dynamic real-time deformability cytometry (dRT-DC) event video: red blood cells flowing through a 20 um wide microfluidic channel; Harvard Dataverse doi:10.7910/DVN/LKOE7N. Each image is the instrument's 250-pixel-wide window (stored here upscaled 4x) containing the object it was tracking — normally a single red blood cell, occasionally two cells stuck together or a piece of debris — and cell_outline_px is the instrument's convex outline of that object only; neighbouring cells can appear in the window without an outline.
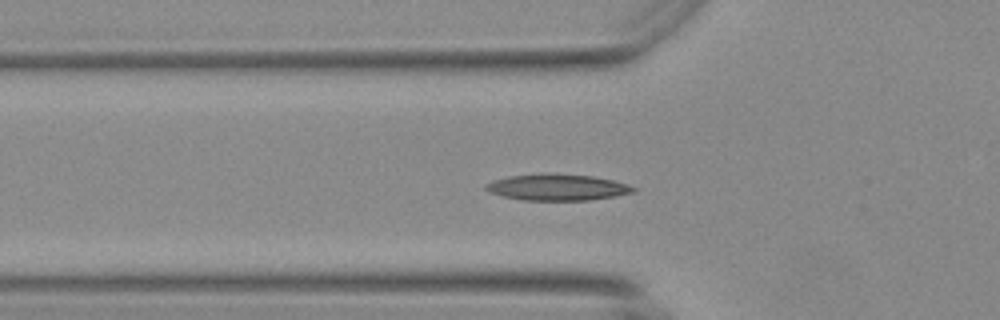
{"species": "Egyptian fruit bat (a non-hibernating species)", "species_latin": "Rousettus aegyptiacus", "temperature_condition": "warm", "stored_images_in_passage": 51, "camera_frame_rate_fps": 3000, "um_per_image_px": 0.085, "animal": {"sex": "female"}, "frame": {"image": 1, "passage_image": 14, "time_ms": 4.333, "image_size_px": [1000, 320], "cell_outline_px": [[636, 192], [616, 196], [588, 200], [520, 200], [488, 192], [484, 188], [484, 184], [492, 180], [508, 176], [540, 172], [552, 172], [592, 176], [612, 180], [628, 184], [636, 188]], "centroid_in_image_um": [47.33, 15.9], "position_along_channel_um": 78.5, "area_um2": 23.12}}
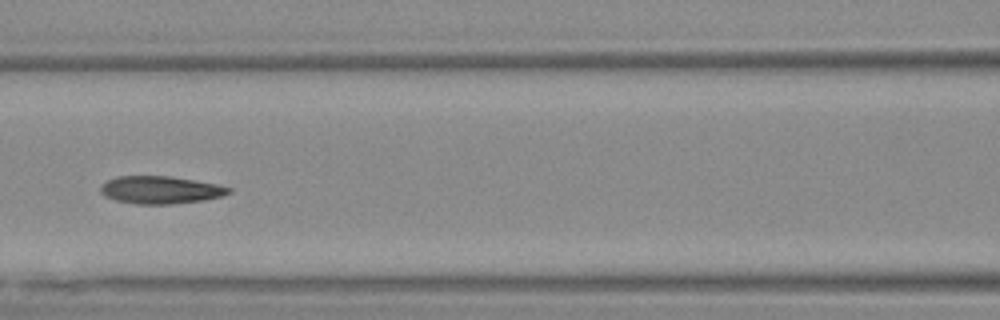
{"frame": {"image": 2, "passage_image": 20, "time_ms": 6.333, "image_size_px": [1000, 320], "cell_outline_px": [[232, 192], [220, 196], [204, 200], [172, 204], [136, 204], [116, 200], [104, 196], [100, 192], [100, 188], [108, 180], [116, 176], [168, 176], [216, 184], [232, 188]], "centroid_in_image_um": [13.63, 16.15], "position_along_channel_um": 153.0, "area_um2": 20.46}}
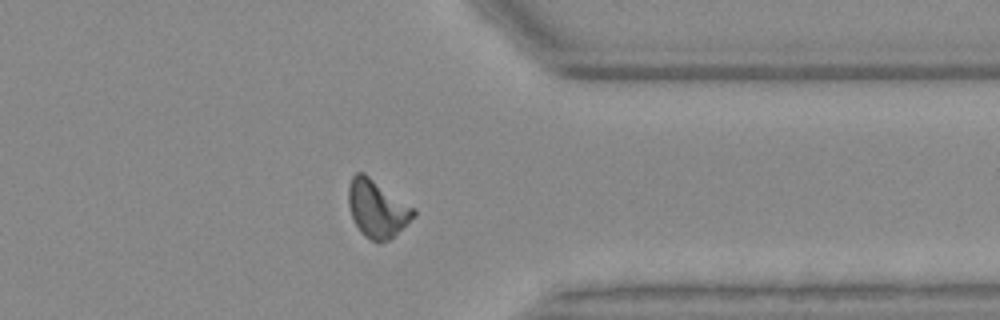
{"frame": {"image": 3, "passage_image": 39, "time_ms": 12.667, "image_size_px": [1000, 320], "cell_outline_px": [[416, 216], [388, 240], [380, 244], [376, 244], [364, 236], [360, 232], [352, 216], [348, 204], [348, 184], [352, 176], [356, 172], [364, 172], [416, 208]], "centroid_in_image_um": [32.06, 17.73], "position_along_channel_um": 379.3, "area_um2": 22.2}, "authors_computed_cell_mechanics": {"area_um2": 20.519, "velocity_mm_per_s": 3.6918, "shape_relaxation_time_tau1_ms": 7.6399, "shape_relaxation_time_tau2_ms": 1.8721, "deformation_change_tau1": 0.2214, "deformation_change_tau2": 0.0893}}